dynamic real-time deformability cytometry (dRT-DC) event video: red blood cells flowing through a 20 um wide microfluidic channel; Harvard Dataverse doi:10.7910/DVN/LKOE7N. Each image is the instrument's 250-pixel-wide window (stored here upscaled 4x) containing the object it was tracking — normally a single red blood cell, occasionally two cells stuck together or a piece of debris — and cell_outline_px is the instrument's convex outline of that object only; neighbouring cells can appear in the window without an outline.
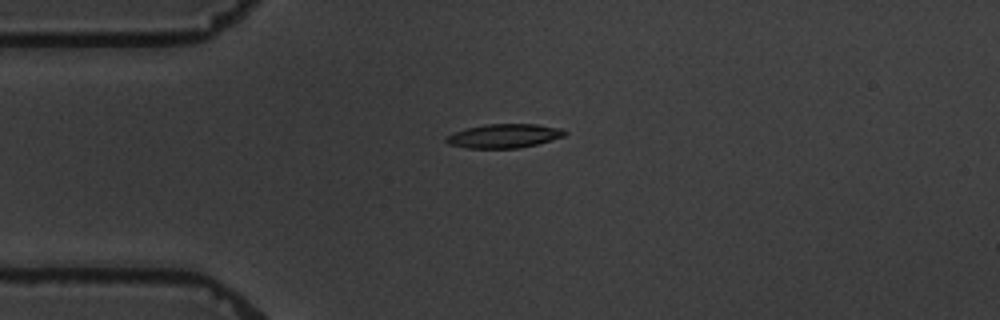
{"species": "common noctule bat (a hibernating species)", "species_latin": "Nyctalus noctula", "temperature_condition": "warm", "stored_images_in_passage": 5, "camera_frame_rate_fps": 3000, "um_per_image_px": 0.085, "animal": {"sex": "male", "body_mass_g": 19.5, "forearm_length_mm": 54.6}, "frame": {"image": 1, "passage_image": 2, "time_ms": 1.0, "image_size_px": [1000, 320], "cell_outline_px": [[568, 132], [564, 136], [536, 144], [520, 148], [468, 148], [448, 144], [444, 140], [452, 132], [468, 128], [488, 124], [536, 124], [564, 128]], "centroid_in_image_um": [42.87, 11.55], "position_along_channel_um": 42.1, "area_um2": 16.53}}
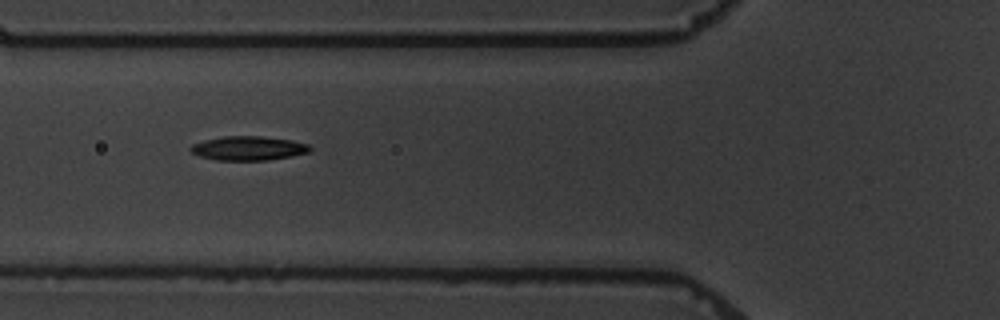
{"frame": {"image": 2, "passage_image": 4, "time_ms": 3.333, "image_size_px": [1000, 320], "cell_outline_px": [[312, 148], [308, 152], [292, 156], [268, 160], [216, 160], [200, 156], [192, 152], [188, 148], [192, 144], [204, 140], [224, 136], [260, 136], [292, 140], [308, 144]], "centroid_in_image_um": [21.1, 12.6], "position_along_channel_um": 104.7, "area_um2": 16.76}}
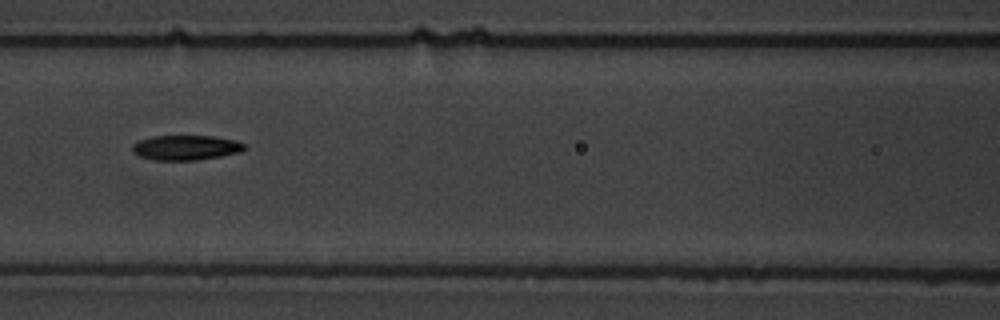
{"frame": {"image": 3, "passage_image": 5, "time_ms": 4.667, "image_size_px": [1000, 320], "cell_outline_px": [[248, 148], [240, 152], [220, 156], [196, 160], [152, 160], [140, 156], [132, 152], [132, 144], [140, 140], [152, 136], [216, 136], [236, 140], [244, 144]], "centroid_in_image_um": [15.81, 12.54], "position_along_channel_um": 150.8, "area_um2": 16.36}}